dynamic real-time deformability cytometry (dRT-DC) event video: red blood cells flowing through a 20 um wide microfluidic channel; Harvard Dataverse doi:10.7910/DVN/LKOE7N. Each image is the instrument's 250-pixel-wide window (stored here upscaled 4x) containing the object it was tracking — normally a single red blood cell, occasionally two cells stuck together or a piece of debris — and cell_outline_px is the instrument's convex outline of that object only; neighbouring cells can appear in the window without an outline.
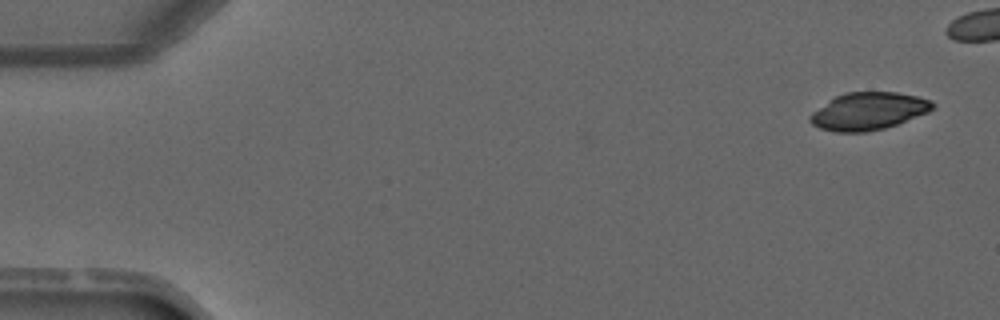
{"species": "common noctule bat (a hibernating species)", "species_latin": "Nyctalus noctula", "temperature_condition": "warm", "stored_images_in_passage": 5, "camera_frame_rate_fps": 3000, "um_per_image_px": 0.085, "animal": {"sex": "male", "forearm_length_mm": 52.5}, "frame": {"image": 1, "passage_image": 1, "time_ms": 0.0, "image_size_px": [1000, 320], "cell_outline_px": [[936, 104], [928, 112], [896, 124], [884, 128], [864, 132], [836, 132], [820, 128], [812, 124], [808, 120], [808, 116], [812, 112], [836, 96], [844, 92], [896, 92], [916, 96], [932, 100]], "centroid_in_image_um": [73.8, 9.44], "position_along_channel_um": 11.2, "area_um2": 26.59}}
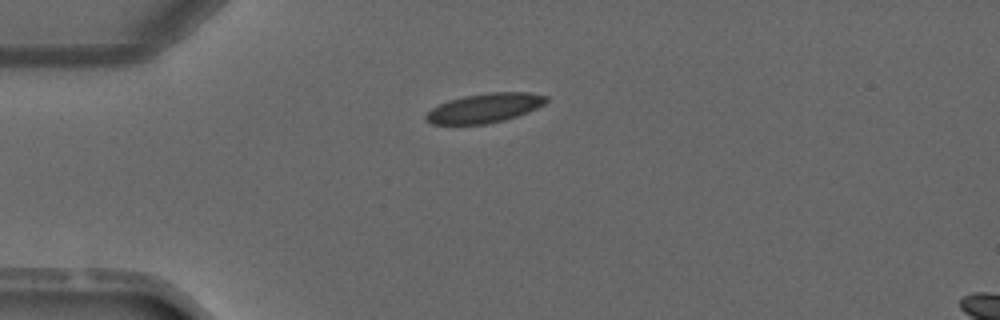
{"frame": {"image": 2, "passage_image": 5, "time_ms": 4.667, "image_size_px": [1000, 320], "cell_outline_px": [[548, 100], [544, 104], [528, 112], [504, 120], [488, 124], [432, 124], [424, 120], [424, 116], [432, 108], [448, 100], [464, 96], [488, 92], [528, 92], [548, 96]], "centroid_in_image_um": [41.19, 9.18], "position_along_channel_um": 43.8, "area_um2": 20.58}}